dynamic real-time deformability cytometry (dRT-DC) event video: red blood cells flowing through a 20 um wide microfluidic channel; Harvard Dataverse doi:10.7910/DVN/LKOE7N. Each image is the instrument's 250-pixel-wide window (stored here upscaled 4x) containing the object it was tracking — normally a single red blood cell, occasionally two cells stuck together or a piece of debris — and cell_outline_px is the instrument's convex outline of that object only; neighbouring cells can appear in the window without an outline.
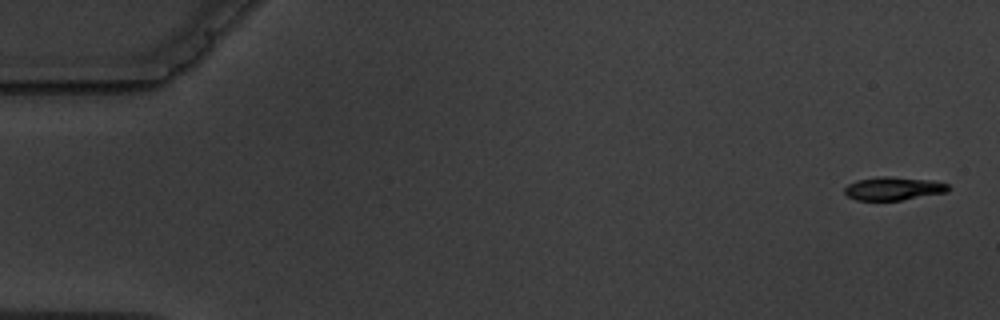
{"species": "common noctule bat (a hibernating species)", "species_latin": "Nyctalus noctula", "temperature_condition": "warm", "stored_images_in_passage": 9, "camera_frame_rate_fps": 3000, "um_per_image_px": 0.085, "animal": {"sex": "male", "body_mass_g": 19.5, "forearm_length_mm": 54.6}, "frame": {"image": 1, "passage_image": 1, "time_ms": 0.0, "image_size_px": [1000, 320], "cell_outline_px": [[948, 192], [900, 200], [856, 200], [848, 196], [844, 192], [844, 188], [848, 184], [856, 180], [880, 176], [888, 176], [932, 180], [948, 184]], "centroid_in_image_um": [75.92, 16.02], "position_along_channel_um": 9.1, "area_um2": 14.05}}
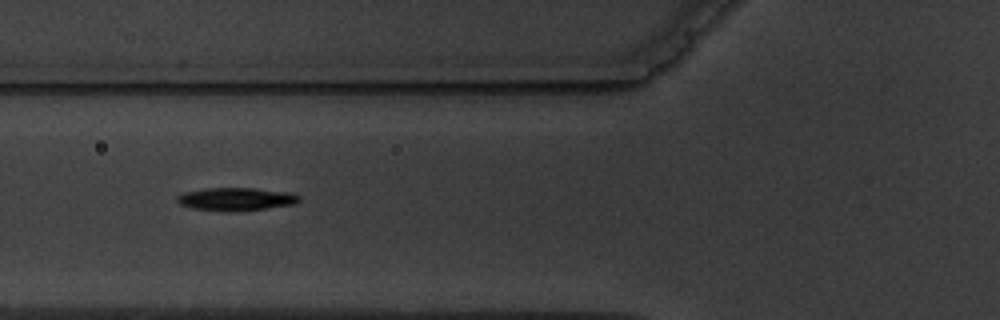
{"frame": {"image": 2, "passage_image": 6, "time_ms": 6.667, "image_size_px": [1000, 320], "cell_outline_px": [[300, 200], [296, 204], [232, 212], [192, 208], [180, 204], [176, 200], [176, 196], [184, 192], [208, 188], [252, 188], [292, 192], [300, 196]], "centroid_in_image_um": [20.08, 16.92], "position_along_channel_um": 105.7, "area_um2": 16.36}}
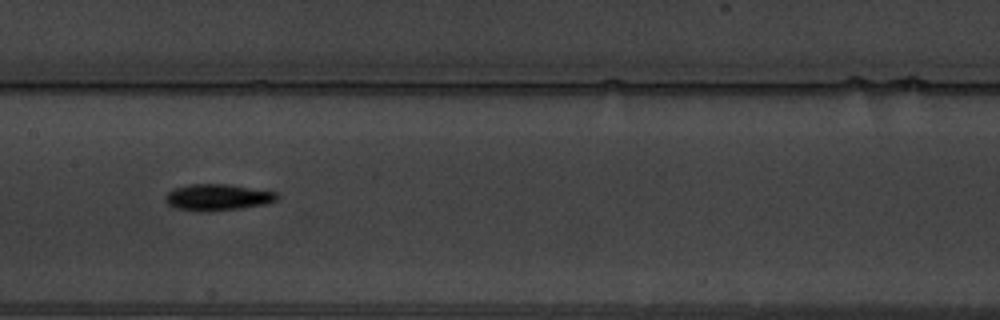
{"frame": {"image": 3, "passage_image": 8, "time_ms": 9.0, "image_size_px": [1000, 320], "cell_outline_px": [[280, 196], [276, 200], [268, 204], [240, 208], [196, 212], [176, 208], [168, 204], [164, 200], [164, 196], [168, 192], [176, 188], [192, 184], [228, 184], [276, 192]], "centroid_in_image_um": [18.5, 16.77], "position_along_channel_um": 188.9, "area_um2": 17.17}}